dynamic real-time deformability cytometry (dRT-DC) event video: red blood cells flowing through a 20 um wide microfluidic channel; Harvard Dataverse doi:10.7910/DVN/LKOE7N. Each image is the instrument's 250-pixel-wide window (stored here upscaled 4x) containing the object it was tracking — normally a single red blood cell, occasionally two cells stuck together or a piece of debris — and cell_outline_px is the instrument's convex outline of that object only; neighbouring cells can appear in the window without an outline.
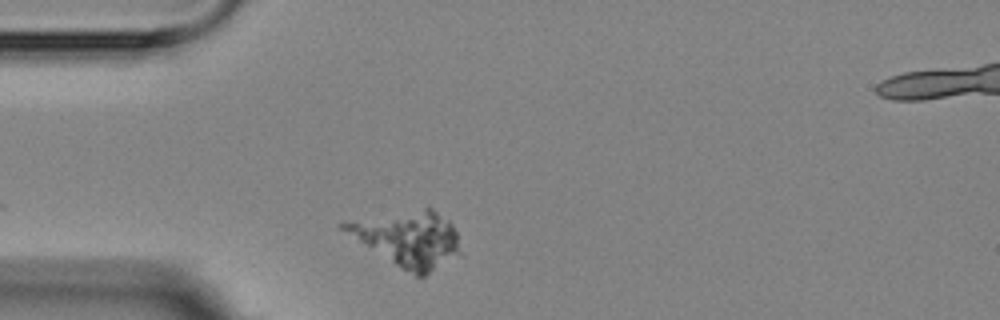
{"species": "Egyptian fruit bat (a non-hibernating species)", "species_latin": "Rousettus aegyptiacus", "temperature_condition": "room temperature", "stored_images_in_passage": 2, "camera_frame_rate_fps": 3000, "um_per_image_px": 0.085, "animal": {"sex": "female"}, "frame": {"image": 1, "passage_image": 2, "time_ms": 1.0, "image_size_px": [1000, 320], "cell_outline_px": [[460, 252], [424, 276], [416, 276], [400, 268], [340, 228], [336, 224], [424, 208], [432, 208], [448, 220], [452, 224], [456, 232]], "centroid_in_image_um": [34.72, 20.3], "position_along_channel_um": 50.3, "area_um2": 36.01}}